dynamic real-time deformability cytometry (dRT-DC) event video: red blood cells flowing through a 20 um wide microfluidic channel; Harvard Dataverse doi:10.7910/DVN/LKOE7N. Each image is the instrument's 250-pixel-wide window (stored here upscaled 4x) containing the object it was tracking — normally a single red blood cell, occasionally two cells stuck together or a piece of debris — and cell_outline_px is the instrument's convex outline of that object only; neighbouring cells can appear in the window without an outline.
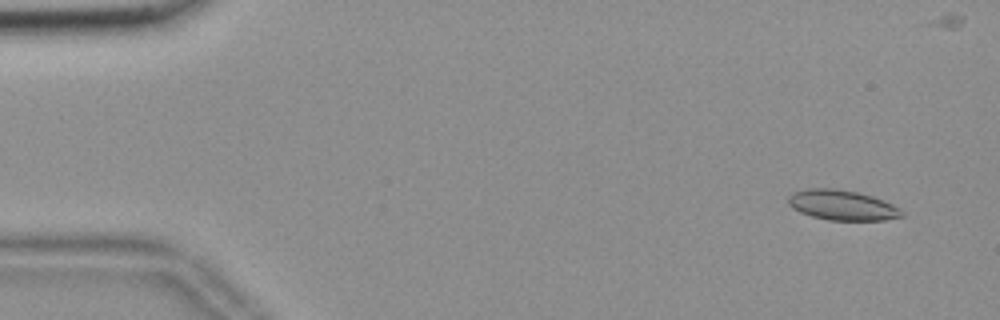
{"species": "common noctule bat (a hibernating species)", "species_latin": "Nyctalus noctula", "temperature_condition": "room temperature", "stored_images_in_passage": 57, "camera_frame_rate_fps": 3000, "um_per_image_px": 0.085, "animal": {"sex": "female", "body_mass_g": 18.4}, "frame": {"image": 1, "passage_image": 4, "time_ms": 1.0, "image_size_px": [1000, 320], "cell_outline_px": [[904, 216], [884, 220], [828, 220], [812, 216], [800, 212], [792, 208], [788, 204], [788, 196], [796, 192], [808, 188], [832, 188], [856, 192], [872, 196], [892, 204], [900, 208], [904, 212]], "centroid_in_image_um": [71.59, 17.44], "position_along_channel_um": 13.4, "area_um2": 19.83}}
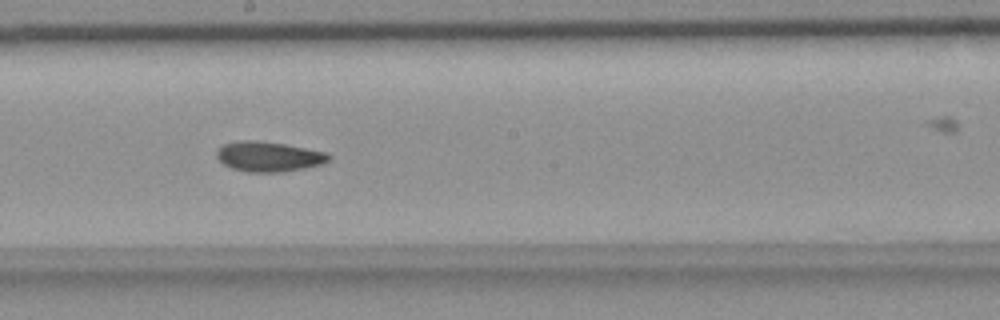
{"frame": {"image": 2, "passage_image": 31, "time_ms": 10.0, "image_size_px": [1000, 320], "cell_outline_px": [[332, 160], [324, 164], [284, 172], [248, 172], [232, 168], [224, 164], [216, 156], [216, 152], [224, 144], [244, 140], [256, 140], [284, 144], [328, 152], [332, 156]], "centroid_in_image_um": [22.91, 13.31], "position_along_channel_um": 225.3, "area_um2": 19.71}}
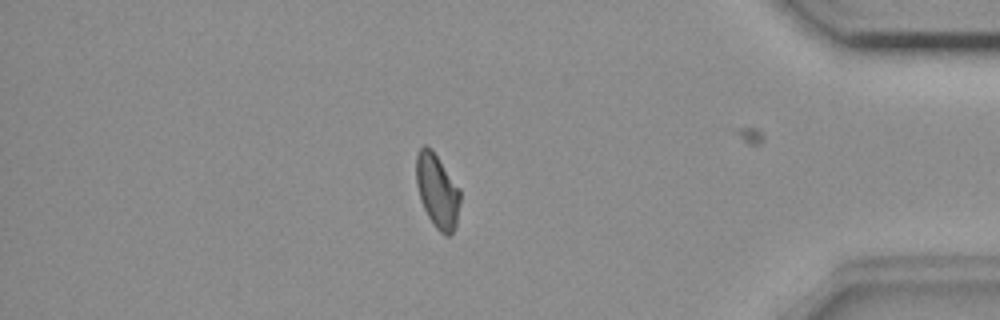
{"frame": {"image": 3, "passage_image": 48, "time_ms": 15.667, "image_size_px": [1000, 320], "cell_outline_px": [[460, 200], [456, 228], [448, 236], [444, 236], [436, 228], [428, 216], [420, 200], [416, 184], [416, 156], [420, 148], [424, 144], [432, 148], [460, 188]], "centroid_in_image_um": [37.17, 16.22], "position_along_channel_um": 398.0, "area_um2": 19.19}, "authors_computed_cell_mechanics": {"area_um2": 19.1896, "velocity_mm_per_s": 3.6637, "shape_relaxation_time_tau1_ms": null, "shape_relaxation_time_tau2_ms": 3.8886, "deformation_change_tau1": null, "deformation_change_tau2": 0.0792}}